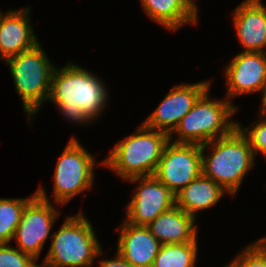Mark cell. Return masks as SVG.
<instances>
[{
    "mask_svg": "<svg viewBox=\"0 0 266 267\" xmlns=\"http://www.w3.org/2000/svg\"><path fill=\"white\" fill-rule=\"evenodd\" d=\"M117 252L134 267H152L160 249V242L147 226L125 222L120 225Z\"/></svg>",
    "mask_w": 266,
    "mask_h": 267,
    "instance_id": "obj_15",
    "label": "cell"
},
{
    "mask_svg": "<svg viewBox=\"0 0 266 267\" xmlns=\"http://www.w3.org/2000/svg\"><path fill=\"white\" fill-rule=\"evenodd\" d=\"M36 195L27 198H0V244L10 243L26 204Z\"/></svg>",
    "mask_w": 266,
    "mask_h": 267,
    "instance_id": "obj_20",
    "label": "cell"
},
{
    "mask_svg": "<svg viewBox=\"0 0 266 267\" xmlns=\"http://www.w3.org/2000/svg\"><path fill=\"white\" fill-rule=\"evenodd\" d=\"M170 135L146 127L143 123L125 139L120 140L99 163L123 180L154 175Z\"/></svg>",
    "mask_w": 266,
    "mask_h": 267,
    "instance_id": "obj_2",
    "label": "cell"
},
{
    "mask_svg": "<svg viewBox=\"0 0 266 267\" xmlns=\"http://www.w3.org/2000/svg\"><path fill=\"white\" fill-rule=\"evenodd\" d=\"M47 196L43 186H40L36 195L26 204L13 237L18 249L36 260L45 241L49 236L52 237L50 231L60 215L56 206L54 207L55 204Z\"/></svg>",
    "mask_w": 266,
    "mask_h": 267,
    "instance_id": "obj_8",
    "label": "cell"
},
{
    "mask_svg": "<svg viewBox=\"0 0 266 267\" xmlns=\"http://www.w3.org/2000/svg\"><path fill=\"white\" fill-rule=\"evenodd\" d=\"M98 267H134L128 263L117 251L114 259H103L98 262Z\"/></svg>",
    "mask_w": 266,
    "mask_h": 267,
    "instance_id": "obj_25",
    "label": "cell"
},
{
    "mask_svg": "<svg viewBox=\"0 0 266 267\" xmlns=\"http://www.w3.org/2000/svg\"><path fill=\"white\" fill-rule=\"evenodd\" d=\"M126 181L139 184L126 206L125 220L128 223L147 226L158 215L176 205L175 194L154 175L133 177Z\"/></svg>",
    "mask_w": 266,
    "mask_h": 267,
    "instance_id": "obj_10",
    "label": "cell"
},
{
    "mask_svg": "<svg viewBox=\"0 0 266 267\" xmlns=\"http://www.w3.org/2000/svg\"><path fill=\"white\" fill-rule=\"evenodd\" d=\"M197 254V240L191 243L163 244L152 267H195Z\"/></svg>",
    "mask_w": 266,
    "mask_h": 267,
    "instance_id": "obj_19",
    "label": "cell"
},
{
    "mask_svg": "<svg viewBox=\"0 0 266 267\" xmlns=\"http://www.w3.org/2000/svg\"><path fill=\"white\" fill-rule=\"evenodd\" d=\"M195 220L175 205L158 215L147 227L161 245L191 243L198 236Z\"/></svg>",
    "mask_w": 266,
    "mask_h": 267,
    "instance_id": "obj_16",
    "label": "cell"
},
{
    "mask_svg": "<svg viewBox=\"0 0 266 267\" xmlns=\"http://www.w3.org/2000/svg\"><path fill=\"white\" fill-rule=\"evenodd\" d=\"M10 10L0 22V59L20 54L34 48L39 42L30 22V9Z\"/></svg>",
    "mask_w": 266,
    "mask_h": 267,
    "instance_id": "obj_14",
    "label": "cell"
},
{
    "mask_svg": "<svg viewBox=\"0 0 266 267\" xmlns=\"http://www.w3.org/2000/svg\"><path fill=\"white\" fill-rule=\"evenodd\" d=\"M263 54H264V59H265V63H266V51H263ZM265 107H266V82H265Z\"/></svg>",
    "mask_w": 266,
    "mask_h": 267,
    "instance_id": "obj_26",
    "label": "cell"
},
{
    "mask_svg": "<svg viewBox=\"0 0 266 267\" xmlns=\"http://www.w3.org/2000/svg\"><path fill=\"white\" fill-rule=\"evenodd\" d=\"M224 267H232V266L228 263V265H225Z\"/></svg>",
    "mask_w": 266,
    "mask_h": 267,
    "instance_id": "obj_30",
    "label": "cell"
},
{
    "mask_svg": "<svg viewBox=\"0 0 266 267\" xmlns=\"http://www.w3.org/2000/svg\"><path fill=\"white\" fill-rule=\"evenodd\" d=\"M210 149V154L205 149ZM202 174L235 195L243 178L255 165V155L247 137L236 127L229 135L201 145ZM205 151V152H204Z\"/></svg>",
    "mask_w": 266,
    "mask_h": 267,
    "instance_id": "obj_1",
    "label": "cell"
},
{
    "mask_svg": "<svg viewBox=\"0 0 266 267\" xmlns=\"http://www.w3.org/2000/svg\"><path fill=\"white\" fill-rule=\"evenodd\" d=\"M208 88L196 101L193 108L180 120L178 126L170 134H177L175 143H193L203 145L212 140L229 135L237 122L231 119L238 111L228 99L216 100L209 97Z\"/></svg>",
    "mask_w": 266,
    "mask_h": 267,
    "instance_id": "obj_5",
    "label": "cell"
},
{
    "mask_svg": "<svg viewBox=\"0 0 266 267\" xmlns=\"http://www.w3.org/2000/svg\"><path fill=\"white\" fill-rule=\"evenodd\" d=\"M94 156L71 137L60 155L54 171V202L63 206L75 196L92 189L94 180Z\"/></svg>",
    "mask_w": 266,
    "mask_h": 267,
    "instance_id": "obj_7",
    "label": "cell"
},
{
    "mask_svg": "<svg viewBox=\"0 0 266 267\" xmlns=\"http://www.w3.org/2000/svg\"><path fill=\"white\" fill-rule=\"evenodd\" d=\"M202 174L201 145L167 143L154 176L175 195Z\"/></svg>",
    "mask_w": 266,
    "mask_h": 267,
    "instance_id": "obj_9",
    "label": "cell"
},
{
    "mask_svg": "<svg viewBox=\"0 0 266 267\" xmlns=\"http://www.w3.org/2000/svg\"><path fill=\"white\" fill-rule=\"evenodd\" d=\"M258 123L245 128L238 122L237 127L247 137L254 155L263 154L266 157V107H261ZM252 127V128H251Z\"/></svg>",
    "mask_w": 266,
    "mask_h": 267,
    "instance_id": "obj_21",
    "label": "cell"
},
{
    "mask_svg": "<svg viewBox=\"0 0 266 267\" xmlns=\"http://www.w3.org/2000/svg\"><path fill=\"white\" fill-rule=\"evenodd\" d=\"M58 110L61 112L64 118H67V121L81 125L82 123H90L92 120L88 115L84 113L80 107H58Z\"/></svg>",
    "mask_w": 266,
    "mask_h": 267,
    "instance_id": "obj_24",
    "label": "cell"
},
{
    "mask_svg": "<svg viewBox=\"0 0 266 267\" xmlns=\"http://www.w3.org/2000/svg\"><path fill=\"white\" fill-rule=\"evenodd\" d=\"M209 80L193 84H179L170 90L159 106L144 120L143 124L154 130L171 134L180 120L193 108L198 98L210 88Z\"/></svg>",
    "mask_w": 266,
    "mask_h": 267,
    "instance_id": "obj_11",
    "label": "cell"
},
{
    "mask_svg": "<svg viewBox=\"0 0 266 267\" xmlns=\"http://www.w3.org/2000/svg\"><path fill=\"white\" fill-rule=\"evenodd\" d=\"M27 116H35L43 102L48 100L52 75L51 64L40 43L34 48L5 60Z\"/></svg>",
    "mask_w": 266,
    "mask_h": 267,
    "instance_id": "obj_6",
    "label": "cell"
},
{
    "mask_svg": "<svg viewBox=\"0 0 266 267\" xmlns=\"http://www.w3.org/2000/svg\"><path fill=\"white\" fill-rule=\"evenodd\" d=\"M261 243L266 247V236L259 239Z\"/></svg>",
    "mask_w": 266,
    "mask_h": 267,
    "instance_id": "obj_27",
    "label": "cell"
},
{
    "mask_svg": "<svg viewBox=\"0 0 266 267\" xmlns=\"http://www.w3.org/2000/svg\"><path fill=\"white\" fill-rule=\"evenodd\" d=\"M225 193L219 184L201 174L175 195L176 206L196 218L198 211L213 207Z\"/></svg>",
    "mask_w": 266,
    "mask_h": 267,
    "instance_id": "obj_18",
    "label": "cell"
},
{
    "mask_svg": "<svg viewBox=\"0 0 266 267\" xmlns=\"http://www.w3.org/2000/svg\"><path fill=\"white\" fill-rule=\"evenodd\" d=\"M141 4L148 18L171 32L198 22L199 9L195 0H141Z\"/></svg>",
    "mask_w": 266,
    "mask_h": 267,
    "instance_id": "obj_17",
    "label": "cell"
},
{
    "mask_svg": "<svg viewBox=\"0 0 266 267\" xmlns=\"http://www.w3.org/2000/svg\"><path fill=\"white\" fill-rule=\"evenodd\" d=\"M35 267H49V266H46L45 264L42 263L41 266L37 264Z\"/></svg>",
    "mask_w": 266,
    "mask_h": 267,
    "instance_id": "obj_28",
    "label": "cell"
},
{
    "mask_svg": "<svg viewBox=\"0 0 266 267\" xmlns=\"http://www.w3.org/2000/svg\"><path fill=\"white\" fill-rule=\"evenodd\" d=\"M36 259L8 243L0 244V267H35Z\"/></svg>",
    "mask_w": 266,
    "mask_h": 267,
    "instance_id": "obj_23",
    "label": "cell"
},
{
    "mask_svg": "<svg viewBox=\"0 0 266 267\" xmlns=\"http://www.w3.org/2000/svg\"><path fill=\"white\" fill-rule=\"evenodd\" d=\"M232 267H266V247L260 240L249 244L229 263Z\"/></svg>",
    "mask_w": 266,
    "mask_h": 267,
    "instance_id": "obj_22",
    "label": "cell"
},
{
    "mask_svg": "<svg viewBox=\"0 0 266 267\" xmlns=\"http://www.w3.org/2000/svg\"><path fill=\"white\" fill-rule=\"evenodd\" d=\"M102 81L70 61L54 69L48 100L57 107H80L95 121L104 112L109 95Z\"/></svg>",
    "mask_w": 266,
    "mask_h": 267,
    "instance_id": "obj_3",
    "label": "cell"
},
{
    "mask_svg": "<svg viewBox=\"0 0 266 267\" xmlns=\"http://www.w3.org/2000/svg\"><path fill=\"white\" fill-rule=\"evenodd\" d=\"M50 238L52 242L42 262L49 267H92L94 260L103 255L92 224L81 211L67 216Z\"/></svg>",
    "mask_w": 266,
    "mask_h": 267,
    "instance_id": "obj_4",
    "label": "cell"
},
{
    "mask_svg": "<svg viewBox=\"0 0 266 267\" xmlns=\"http://www.w3.org/2000/svg\"><path fill=\"white\" fill-rule=\"evenodd\" d=\"M2 15H3V13L0 10V22H1V19H2Z\"/></svg>",
    "mask_w": 266,
    "mask_h": 267,
    "instance_id": "obj_29",
    "label": "cell"
},
{
    "mask_svg": "<svg viewBox=\"0 0 266 267\" xmlns=\"http://www.w3.org/2000/svg\"><path fill=\"white\" fill-rule=\"evenodd\" d=\"M224 71L227 84L226 98L230 102L242 94L262 92L261 107H265L266 63L263 52L241 51Z\"/></svg>",
    "mask_w": 266,
    "mask_h": 267,
    "instance_id": "obj_12",
    "label": "cell"
},
{
    "mask_svg": "<svg viewBox=\"0 0 266 267\" xmlns=\"http://www.w3.org/2000/svg\"><path fill=\"white\" fill-rule=\"evenodd\" d=\"M260 0H245L233 12V23L243 52L266 48V6Z\"/></svg>",
    "mask_w": 266,
    "mask_h": 267,
    "instance_id": "obj_13",
    "label": "cell"
}]
</instances>
